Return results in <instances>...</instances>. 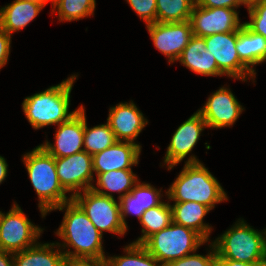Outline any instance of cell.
I'll return each mask as SVG.
<instances>
[{
    "label": "cell",
    "mask_w": 266,
    "mask_h": 266,
    "mask_svg": "<svg viewBox=\"0 0 266 266\" xmlns=\"http://www.w3.org/2000/svg\"><path fill=\"white\" fill-rule=\"evenodd\" d=\"M193 35L207 37L219 33L238 31L244 23H240L238 13L231 8H207L196 3L190 15Z\"/></svg>",
    "instance_id": "obj_11"
},
{
    "label": "cell",
    "mask_w": 266,
    "mask_h": 266,
    "mask_svg": "<svg viewBox=\"0 0 266 266\" xmlns=\"http://www.w3.org/2000/svg\"><path fill=\"white\" fill-rule=\"evenodd\" d=\"M96 175L98 187L93 185L91 189L100 195L112 198H115L112 192H118L120 194L118 199L128 194L139 182L132 170H114Z\"/></svg>",
    "instance_id": "obj_24"
},
{
    "label": "cell",
    "mask_w": 266,
    "mask_h": 266,
    "mask_svg": "<svg viewBox=\"0 0 266 266\" xmlns=\"http://www.w3.org/2000/svg\"><path fill=\"white\" fill-rule=\"evenodd\" d=\"M146 25L157 22L156 0H126Z\"/></svg>",
    "instance_id": "obj_32"
},
{
    "label": "cell",
    "mask_w": 266,
    "mask_h": 266,
    "mask_svg": "<svg viewBox=\"0 0 266 266\" xmlns=\"http://www.w3.org/2000/svg\"><path fill=\"white\" fill-rule=\"evenodd\" d=\"M165 194L175 203L196 202L211 210L215 204L228 200L217 179L194 155L185 162L184 168Z\"/></svg>",
    "instance_id": "obj_2"
},
{
    "label": "cell",
    "mask_w": 266,
    "mask_h": 266,
    "mask_svg": "<svg viewBox=\"0 0 266 266\" xmlns=\"http://www.w3.org/2000/svg\"><path fill=\"white\" fill-rule=\"evenodd\" d=\"M195 3L196 0H156L157 22L188 21Z\"/></svg>",
    "instance_id": "obj_26"
},
{
    "label": "cell",
    "mask_w": 266,
    "mask_h": 266,
    "mask_svg": "<svg viewBox=\"0 0 266 266\" xmlns=\"http://www.w3.org/2000/svg\"><path fill=\"white\" fill-rule=\"evenodd\" d=\"M246 7L250 6L251 4L255 3L257 0H241Z\"/></svg>",
    "instance_id": "obj_40"
},
{
    "label": "cell",
    "mask_w": 266,
    "mask_h": 266,
    "mask_svg": "<svg viewBox=\"0 0 266 266\" xmlns=\"http://www.w3.org/2000/svg\"><path fill=\"white\" fill-rule=\"evenodd\" d=\"M205 242L197 232L172 222L150 236L142 245L164 266L170 261L196 252Z\"/></svg>",
    "instance_id": "obj_6"
},
{
    "label": "cell",
    "mask_w": 266,
    "mask_h": 266,
    "mask_svg": "<svg viewBox=\"0 0 266 266\" xmlns=\"http://www.w3.org/2000/svg\"><path fill=\"white\" fill-rule=\"evenodd\" d=\"M76 79L77 75H72L60 84L24 99L23 112L35 130L53 124L60 125L82 107L69 112L70 93Z\"/></svg>",
    "instance_id": "obj_3"
},
{
    "label": "cell",
    "mask_w": 266,
    "mask_h": 266,
    "mask_svg": "<svg viewBox=\"0 0 266 266\" xmlns=\"http://www.w3.org/2000/svg\"><path fill=\"white\" fill-rule=\"evenodd\" d=\"M161 189L157 190L148 183L138 182L124 197L119 198L120 217L122 224L127 229L126 216L134 214L140 220L143 213L158 206L162 201Z\"/></svg>",
    "instance_id": "obj_18"
},
{
    "label": "cell",
    "mask_w": 266,
    "mask_h": 266,
    "mask_svg": "<svg viewBox=\"0 0 266 266\" xmlns=\"http://www.w3.org/2000/svg\"><path fill=\"white\" fill-rule=\"evenodd\" d=\"M236 48L240 61L256 75L253 66L266 61V38L243 24L237 31Z\"/></svg>",
    "instance_id": "obj_22"
},
{
    "label": "cell",
    "mask_w": 266,
    "mask_h": 266,
    "mask_svg": "<svg viewBox=\"0 0 266 266\" xmlns=\"http://www.w3.org/2000/svg\"><path fill=\"white\" fill-rule=\"evenodd\" d=\"M173 222L197 232L206 243L212 231L210 225L203 223L204 216L211 210L196 202H180L171 205Z\"/></svg>",
    "instance_id": "obj_21"
},
{
    "label": "cell",
    "mask_w": 266,
    "mask_h": 266,
    "mask_svg": "<svg viewBox=\"0 0 266 266\" xmlns=\"http://www.w3.org/2000/svg\"><path fill=\"white\" fill-rule=\"evenodd\" d=\"M178 60L182 65L200 75H224L218 69L214 55L207 51L203 37L193 35Z\"/></svg>",
    "instance_id": "obj_19"
},
{
    "label": "cell",
    "mask_w": 266,
    "mask_h": 266,
    "mask_svg": "<svg viewBox=\"0 0 266 266\" xmlns=\"http://www.w3.org/2000/svg\"><path fill=\"white\" fill-rule=\"evenodd\" d=\"M55 144L47 140L40 146L54 158L66 157L84 151L85 109L82 106L68 121L57 125Z\"/></svg>",
    "instance_id": "obj_13"
},
{
    "label": "cell",
    "mask_w": 266,
    "mask_h": 266,
    "mask_svg": "<svg viewBox=\"0 0 266 266\" xmlns=\"http://www.w3.org/2000/svg\"><path fill=\"white\" fill-rule=\"evenodd\" d=\"M107 123L114 132L117 141L134 142L148 124L143 113L131 101L111 107Z\"/></svg>",
    "instance_id": "obj_17"
},
{
    "label": "cell",
    "mask_w": 266,
    "mask_h": 266,
    "mask_svg": "<svg viewBox=\"0 0 266 266\" xmlns=\"http://www.w3.org/2000/svg\"><path fill=\"white\" fill-rule=\"evenodd\" d=\"M115 142H117V139L108 123L88 128L85 116L84 151L94 155L110 147Z\"/></svg>",
    "instance_id": "obj_28"
},
{
    "label": "cell",
    "mask_w": 266,
    "mask_h": 266,
    "mask_svg": "<svg viewBox=\"0 0 266 266\" xmlns=\"http://www.w3.org/2000/svg\"><path fill=\"white\" fill-rule=\"evenodd\" d=\"M42 229L34 225L14 202L0 222V249L15 253L36 244Z\"/></svg>",
    "instance_id": "obj_8"
},
{
    "label": "cell",
    "mask_w": 266,
    "mask_h": 266,
    "mask_svg": "<svg viewBox=\"0 0 266 266\" xmlns=\"http://www.w3.org/2000/svg\"><path fill=\"white\" fill-rule=\"evenodd\" d=\"M124 249L127 255L106 257L107 266H162L142 244L131 243Z\"/></svg>",
    "instance_id": "obj_27"
},
{
    "label": "cell",
    "mask_w": 266,
    "mask_h": 266,
    "mask_svg": "<svg viewBox=\"0 0 266 266\" xmlns=\"http://www.w3.org/2000/svg\"><path fill=\"white\" fill-rule=\"evenodd\" d=\"M250 22L244 25L252 32L261 34L266 38V0H257L247 7Z\"/></svg>",
    "instance_id": "obj_30"
},
{
    "label": "cell",
    "mask_w": 266,
    "mask_h": 266,
    "mask_svg": "<svg viewBox=\"0 0 266 266\" xmlns=\"http://www.w3.org/2000/svg\"><path fill=\"white\" fill-rule=\"evenodd\" d=\"M72 199L81 207L102 235L104 231L120 236L126 233L127 229L122 224L120 217V205L114 198L88 189L76 194Z\"/></svg>",
    "instance_id": "obj_7"
},
{
    "label": "cell",
    "mask_w": 266,
    "mask_h": 266,
    "mask_svg": "<svg viewBox=\"0 0 266 266\" xmlns=\"http://www.w3.org/2000/svg\"><path fill=\"white\" fill-rule=\"evenodd\" d=\"M155 47L172 63L179 59L193 36L190 21L146 25Z\"/></svg>",
    "instance_id": "obj_12"
},
{
    "label": "cell",
    "mask_w": 266,
    "mask_h": 266,
    "mask_svg": "<svg viewBox=\"0 0 266 266\" xmlns=\"http://www.w3.org/2000/svg\"><path fill=\"white\" fill-rule=\"evenodd\" d=\"M143 227L141 237L132 242L143 244L154 233L168 227L172 222V209L169 202H161L158 206L146 210L140 218Z\"/></svg>",
    "instance_id": "obj_25"
},
{
    "label": "cell",
    "mask_w": 266,
    "mask_h": 266,
    "mask_svg": "<svg viewBox=\"0 0 266 266\" xmlns=\"http://www.w3.org/2000/svg\"><path fill=\"white\" fill-rule=\"evenodd\" d=\"M43 4L14 0L11 4L0 8V28L12 35L25 28L42 10Z\"/></svg>",
    "instance_id": "obj_20"
},
{
    "label": "cell",
    "mask_w": 266,
    "mask_h": 266,
    "mask_svg": "<svg viewBox=\"0 0 266 266\" xmlns=\"http://www.w3.org/2000/svg\"><path fill=\"white\" fill-rule=\"evenodd\" d=\"M55 164L59 182L66 192H73L71 197L92 188V155L86 151L55 158Z\"/></svg>",
    "instance_id": "obj_10"
},
{
    "label": "cell",
    "mask_w": 266,
    "mask_h": 266,
    "mask_svg": "<svg viewBox=\"0 0 266 266\" xmlns=\"http://www.w3.org/2000/svg\"><path fill=\"white\" fill-rule=\"evenodd\" d=\"M0 266H14L13 253L0 249Z\"/></svg>",
    "instance_id": "obj_37"
},
{
    "label": "cell",
    "mask_w": 266,
    "mask_h": 266,
    "mask_svg": "<svg viewBox=\"0 0 266 266\" xmlns=\"http://www.w3.org/2000/svg\"><path fill=\"white\" fill-rule=\"evenodd\" d=\"M141 146L137 143L117 141L105 150L92 155L93 171L96 174L114 170H132L137 165Z\"/></svg>",
    "instance_id": "obj_16"
},
{
    "label": "cell",
    "mask_w": 266,
    "mask_h": 266,
    "mask_svg": "<svg viewBox=\"0 0 266 266\" xmlns=\"http://www.w3.org/2000/svg\"><path fill=\"white\" fill-rule=\"evenodd\" d=\"M55 243H36L23 251L13 253L14 266H63L64 252L54 249ZM55 250V251H54Z\"/></svg>",
    "instance_id": "obj_23"
},
{
    "label": "cell",
    "mask_w": 266,
    "mask_h": 266,
    "mask_svg": "<svg viewBox=\"0 0 266 266\" xmlns=\"http://www.w3.org/2000/svg\"><path fill=\"white\" fill-rule=\"evenodd\" d=\"M2 215H3V213L0 211V222H1Z\"/></svg>",
    "instance_id": "obj_41"
},
{
    "label": "cell",
    "mask_w": 266,
    "mask_h": 266,
    "mask_svg": "<svg viewBox=\"0 0 266 266\" xmlns=\"http://www.w3.org/2000/svg\"><path fill=\"white\" fill-rule=\"evenodd\" d=\"M207 51L216 60L218 69L228 77L246 81L248 75L255 78V75L240 61L238 56L237 31L219 33L204 37Z\"/></svg>",
    "instance_id": "obj_9"
},
{
    "label": "cell",
    "mask_w": 266,
    "mask_h": 266,
    "mask_svg": "<svg viewBox=\"0 0 266 266\" xmlns=\"http://www.w3.org/2000/svg\"><path fill=\"white\" fill-rule=\"evenodd\" d=\"M24 1H32V2H36V3H40L43 4L44 6L50 1L52 2V0H24Z\"/></svg>",
    "instance_id": "obj_39"
},
{
    "label": "cell",
    "mask_w": 266,
    "mask_h": 266,
    "mask_svg": "<svg viewBox=\"0 0 266 266\" xmlns=\"http://www.w3.org/2000/svg\"><path fill=\"white\" fill-rule=\"evenodd\" d=\"M8 164L2 156H0V184L5 180L7 177V171H8Z\"/></svg>",
    "instance_id": "obj_38"
},
{
    "label": "cell",
    "mask_w": 266,
    "mask_h": 266,
    "mask_svg": "<svg viewBox=\"0 0 266 266\" xmlns=\"http://www.w3.org/2000/svg\"><path fill=\"white\" fill-rule=\"evenodd\" d=\"M196 4L207 8H231L237 9L245 5L241 0H196Z\"/></svg>",
    "instance_id": "obj_33"
},
{
    "label": "cell",
    "mask_w": 266,
    "mask_h": 266,
    "mask_svg": "<svg viewBox=\"0 0 266 266\" xmlns=\"http://www.w3.org/2000/svg\"><path fill=\"white\" fill-rule=\"evenodd\" d=\"M23 162L30 181L38 195L42 217L72 200L66 196V191L59 182L56 172L55 158L47 153L40 145L31 152L24 154Z\"/></svg>",
    "instance_id": "obj_4"
},
{
    "label": "cell",
    "mask_w": 266,
    "mask_h": 266,
    "mask_svg": "<svg viewBox=\"0 0 266 266\" xmlns=\"http://www.w3.org/2000/svg\"><path fill=\"white\" fill-rule=\"evenodd\" d=\"M243 110L231 90L223 86L212 93L205 105L197 111L208 128H222L232 126Z\"/></svg>",
    "instance_id": "obj_14"
},
{
    "label": "cell",
    "mask_w": 266,
    "mask_h": 266,
    "mask_svg": "<svg viewBox=\"0 0 266 266\" xmlns=\"http://www.w3.org/2000/svg\"><path fill=\"white\" fill-rule=\"evenodd\" d=\"M63 266H107L105 260L101 261H84V260H68L64 262Z\"/></svg>",
    "instance_id": "obj_36"
},
{
    "label": "cell",
    "mask_w": 266,
    "mask_h": 266,
    "mask_svg": "<svg viewBox=\"0 0 266 266\" xmlns=\"http://www.w3.org/2000/svg\"><path fill=\"white\" fill-rule=\"evenodd\" d=\"M52 12L56 11L59 21H74L93 15L96 0H52Z\"/></svg>",
    "instance_id": "obj_29"
},
{
    "label": "cell",
    "mask_w": 266,
    "mask_h": 266,
    "mask_svg": "<svg viewBox=\"0 0 266 266\" xmlns=\"http://www.w3.org/2000/svg\"><path fill=\"white\" fill-rule=\"evenodd\" d=\"M206 127L207 124L198 111L178 127L172 136L164 157V163L168 164V170H171L187 157Z\"/></svg>",
    "instance_id": "obj_15"
},
{
    "label": "cell",
    "mask_w": 266,
    "mask_h": 266,
    "mask_svg": "<svg viewBox=\"0 0 266 266\" xmlns=\"http://www.w3.org/2000/svg\"><path fill=\"white\" fill-rule=\"evenodd\" d=\"M213 266H266V264H250L246 262H240L235 260L223 259L216 257Z\"/></svg>",
    "instance_id": "obj_35"
},
{
    "label": "cell",
    "mask_w": 266,
    "mask_h": 266,
    "mask_svg": "<svg viewBox=\"0 0 266 266\" xmlns=\"http://www.w3.org/2000/svg\"><path fill=\"white\" fill-rule=\"evenodd\" d=\"M211 252L205 255L192 253L177 260L170 261L164 266H213L217 253L213 243H210Z\"/></svg>",
    "instance_id": "obj_31"
},
{
    "label": "cell",
    "mask_w": 266,
    "mask_h": 266,
    "mask_svg": "<svg viewBox=\"0 0 266 266\" xmlns=\"http://www.w3.org/2000/svg\"><path fill=\"white\" fill-rule=\"evenodd\" d=\"M11 35L0 28V69L6 65L11 47Z\"/></svg>",
    "instance_id": "obj_34"
},
{
    "label": "cell",
    "mask_w": 266,
    "mask_h": 266,
    "mask_svg": "<svg viewBox=\"0 0 266 266\" xmlns=\"http://www.w3.org/2000/svg\"><path fill=\"white\" fill-rule=\"evenodd\" d=\"M66 210L62 224L56 234L64 243H56L59 247H73L64 252L68 260L101 261L105 260L102 246V234L92 224L86 213L72 199L53 209ZM61 245V246H60ZM68 245V246H67ZM69 250V251H68Z\"/></svg>",
    "instance_id": "obj_1"
},
{
    "label": "cell",
    "mask_w": 266,
    "mask_h": 266,
    "mask_svg": "<svg viewBox=\"0 0 266 266\" xmlns=\"http://www.w3.org/2000/svg\"><path fill=\"white\" fill-rule=\"evenodd\" d=\"M212 243L217 257L250 264H266V229L259 232L243 219H239Z\"/></svg>",
    "instance_id": "obj_5"
}]
</instances>
